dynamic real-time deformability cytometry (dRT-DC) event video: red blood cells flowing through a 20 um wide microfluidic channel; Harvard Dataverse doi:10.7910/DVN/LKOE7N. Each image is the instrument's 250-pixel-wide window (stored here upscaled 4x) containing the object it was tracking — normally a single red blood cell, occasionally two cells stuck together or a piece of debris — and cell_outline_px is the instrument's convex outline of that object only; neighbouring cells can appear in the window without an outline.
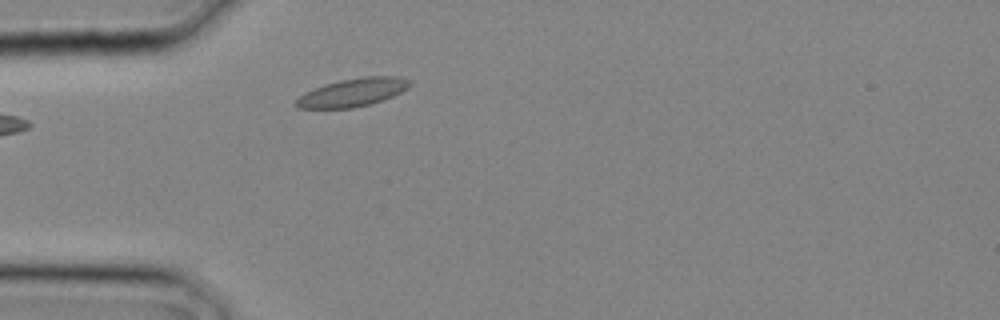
{"species": "common noctule bat (a hibernating species)", "species_latin": "Nyctalus noctula", "temperature_condition": "cold", "stored_images_in_passage": 17, "camera_frame_rate_fps": 3000, "um_per_image_px": 0.085, "animal": {"sex": "male", "body_mass_g": 20.4}, "frame": {"image": 1, "passage_image": 1, "time_ms": 0.0, "image_size_px": [1000, 320], "cell_outline_px": [[412, 84], [408, 88], [392, 96], [368, 104], [352, 108], [296, 108], [292, 104], [300, 96], [324, 84], [340, 80], [364, 76], [400, 76], [408, 80]], "centroid_in_image_um": [29.97, 7.85], "position_along_channel_um": 55.0, "area_um2": 18.44}}
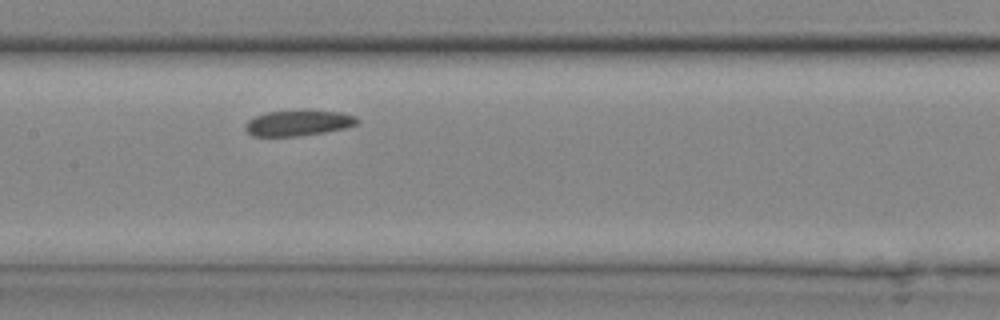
{"frame": {"image": 2, "passage_image": 7, "time_ms": 2.0, "image_size_px": [1000, 320], "cell_outline_px": [[360, 120], [356, 124], [344, 128], [324, 132], [300, 136], [252, 136], [244, 128], [244, 124], [248, 120], [256, 116], [268, 112], [296, 108], [308, 108], [340, 112], [356, 116]], "centroid_in_image_um": [25.36, 10.41], "position_along_channel_um": 182.0, "area_um2": 17.4}}
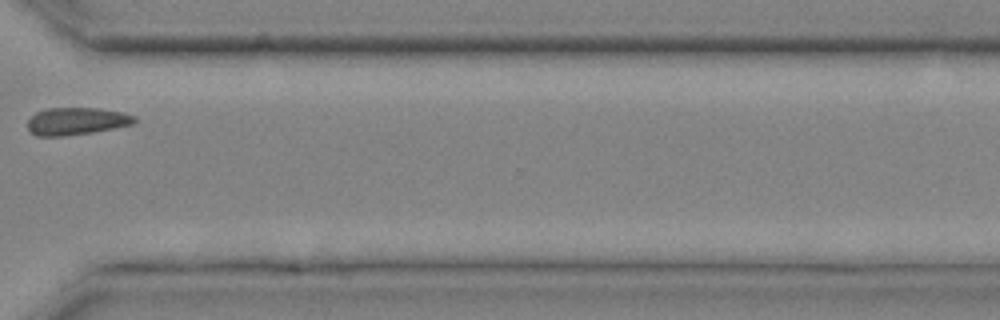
{"frame": {"image": 3, "passage_image": 15, "time_ms": 4.667, "image_size_px": [1000, 320], "cell_outline_px": [[136, 120], [132, 124], [92, 132], [64, 136], [36, 136], [28, 128], [28, 120], [36, 112], [48, 108], [100, 108], [120, 112], [136, 116]], "centroid_in_image_um": [6.48, 10.29], "position_along_channel_um": 364.1, "area_um2": 16.88}}